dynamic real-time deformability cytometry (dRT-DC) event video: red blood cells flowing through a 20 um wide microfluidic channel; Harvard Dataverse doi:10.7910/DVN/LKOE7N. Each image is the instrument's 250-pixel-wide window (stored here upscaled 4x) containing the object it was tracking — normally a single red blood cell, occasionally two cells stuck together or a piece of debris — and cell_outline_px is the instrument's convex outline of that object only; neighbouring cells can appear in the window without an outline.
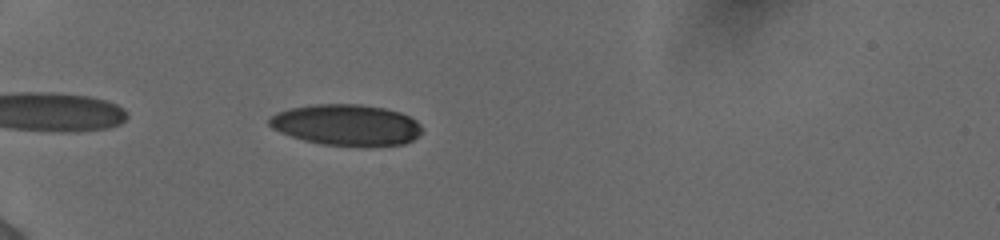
{"species": "human", "species_latin": "Homo sapiens", "temperature_condition": "cold", "stored_images_in_passage": 37, "camera_frame_rate_fps": 3000, "um_per_image_px": 0.085, "donor": {"sex": "female"}, "frame": {"image": 1, "passage_image": 4, "time_ms": 1.0, "image_size_px": [1000, 240], "cell_outline_px": [[420, 132], [412, 140], [404, 144], [368, 148], [364, 148], [320, 144], [304, 140], [280, 132], [272, 128], [268, 124], [268, 120], [272, 116], [288, 108], [316, 104], [360, 104], [384, 108], [400, 112], [416, 120], [420, 124]], "centroid_in_image_um": [29.46, 10.65], "position_along_channel_um": 55.5, "area_um2": 36.99}}
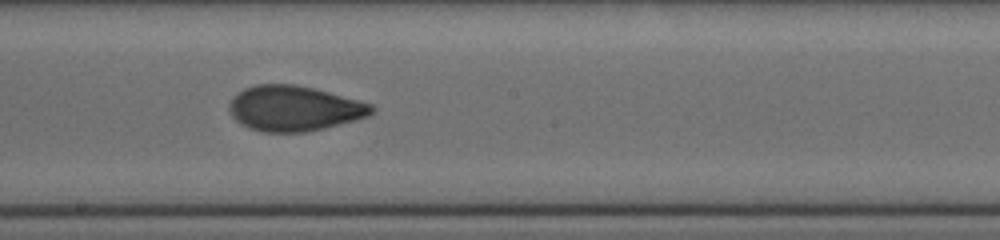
{"frame": {"image": 2, "passage_image": 19, "time_ms": 6.0, "image_size_px": [1000, 240], "cell_outline_px": [[376, 108], [368, 116], [356, 120], [324, 128], [304, 132], [264, 132], [248, 128], [240, 124], [232, 116], [228, 108], [228, 104], [244, 88], [256, 84], [292, 84], [312, 88], [360, 100], [372, 104]], "centroid_in_image_um": [25.01, 9.22], "position_along_channel_um": 223.2, "area_um2": 37.45}}
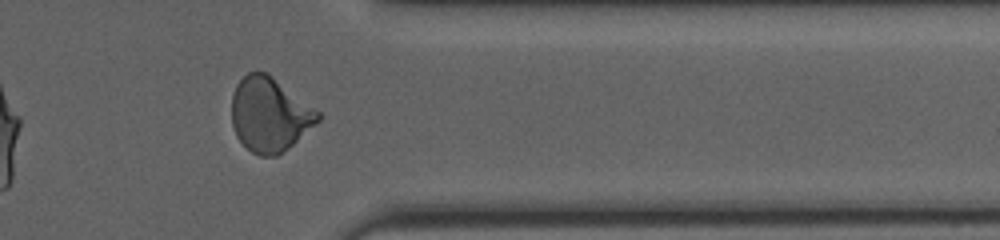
{"frame": {"image": 3, "passage_image": 32, "time_ms": 10.333, "image_size_px": [1000, 240], "cell_outline_px": [[320, 120], [288, 148], [276, 156], [260, 156], [252, 152], [236, 136], [232, 124], [232, 96], [236, 84], [248, 72], [268, 72], [320, 112]], "centroid_in_image_um": [22.91, 9.72], "position_along_channel_um": 388.5, "area_um2": 37.17}, "authors_computed_cell_mechanics": {"area_um2": 36.2984, "velocity_mm_per_s": 3.8966, "shape_relaxation_time_tau1_ms": 5.9192, "shape_relaxation_time_tau2_ms": 1.1423, "deformation_change_tau1": 0.1854, "deformation_change_tau2": 0.0627}}